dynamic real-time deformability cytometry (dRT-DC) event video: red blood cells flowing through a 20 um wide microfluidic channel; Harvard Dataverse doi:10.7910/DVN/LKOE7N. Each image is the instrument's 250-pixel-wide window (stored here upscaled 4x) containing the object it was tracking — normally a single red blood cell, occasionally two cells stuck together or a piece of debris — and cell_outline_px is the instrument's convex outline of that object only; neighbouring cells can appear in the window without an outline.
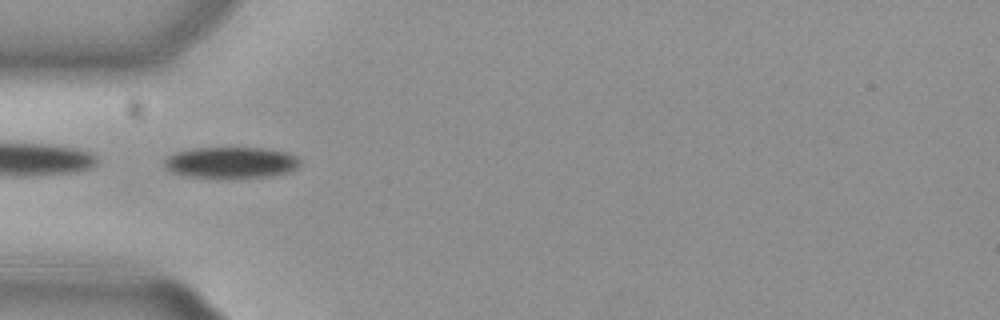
{"species": "common noctule bat (a hibernating species)", "species_latin": "Nyctalus noctula", "temperature_condition": "cold", "stored_images_in_passage": 31, "camera_frame_rate_fps": 3000, "um_per_image_px": 0.085, "animal": {"sex": "female", "body_mass_g": 29.2, "forearm_length_mm": 56.3}, "frame": {"image": 1, "passage_image": 1, "time_ms": 0.0, "image_size_px": [1000, 320], "cell_outline_px": [[300, 164], [296, 168], [288, 172], [268, 176], [184, 176], [172, 172], [164, 164], [164, 160], [168, 156], [176, 152], [192, 148], [268, 148], [288, 152], [296, 156], [300, 160]], "centroid_in_image_um": [19.66, 13.78], "position_along_channel_um": 65.3, "area_um2": 24.16}, "authors_computed_cell_mechanics": {"area_um2": 26.7036, "velocity_mm_per_s": 3.8019, "shape_relaxation_time_tau1_ms": 1.8237, "shape_relaxation_time_tau2_ms": null, "deformation_change_tau1": 0.0986, "deformation_change_tau2": null}}